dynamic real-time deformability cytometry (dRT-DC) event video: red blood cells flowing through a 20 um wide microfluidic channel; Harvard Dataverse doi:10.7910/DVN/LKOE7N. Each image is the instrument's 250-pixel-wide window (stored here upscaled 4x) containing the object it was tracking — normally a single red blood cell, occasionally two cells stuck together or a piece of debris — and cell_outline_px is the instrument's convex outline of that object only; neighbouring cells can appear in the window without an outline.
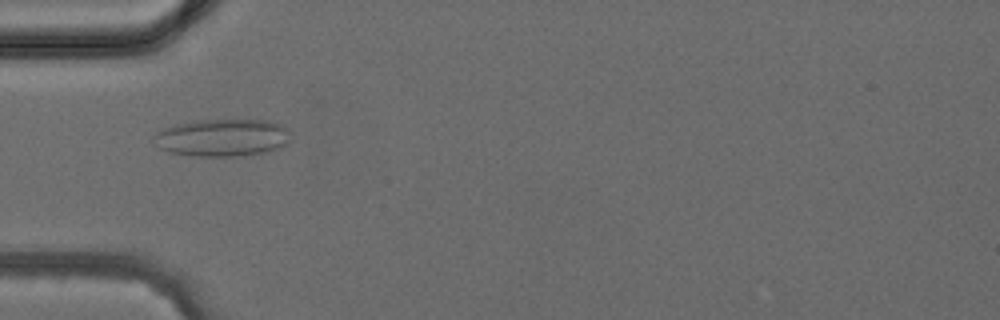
{"species": "common noctule bat (a hibernating species)", "species_latin": "Nyctalus noctula", "temperature_condition": "cold", "stored_images_in_passage": 2, "camera_frame_rate_fps": 3000, "um_per_image_px": 0.085, "animal": {"sex": "female", "body_mass_g": 24.6, "forearm_length_mm": 56.2}, "frame": {"image": 1, "passage_image": 2, "time_ms": 1.0, "image_size_px": [1000, 320], "cell_outline_px": [[292, 140], [288, 144], [272, 152], [240, 156], [192, 156], [168, 152], [160, 148], [156, 144], [152, 136], [156, 132], [164, 128], [176, 124], [196, 120], [268, 120], [284, 124], [292, 132]], "centroid_in_image_um": [18.99, 11.7], "position_along_channel_um": 66.0, "area_um2": 30.69}}